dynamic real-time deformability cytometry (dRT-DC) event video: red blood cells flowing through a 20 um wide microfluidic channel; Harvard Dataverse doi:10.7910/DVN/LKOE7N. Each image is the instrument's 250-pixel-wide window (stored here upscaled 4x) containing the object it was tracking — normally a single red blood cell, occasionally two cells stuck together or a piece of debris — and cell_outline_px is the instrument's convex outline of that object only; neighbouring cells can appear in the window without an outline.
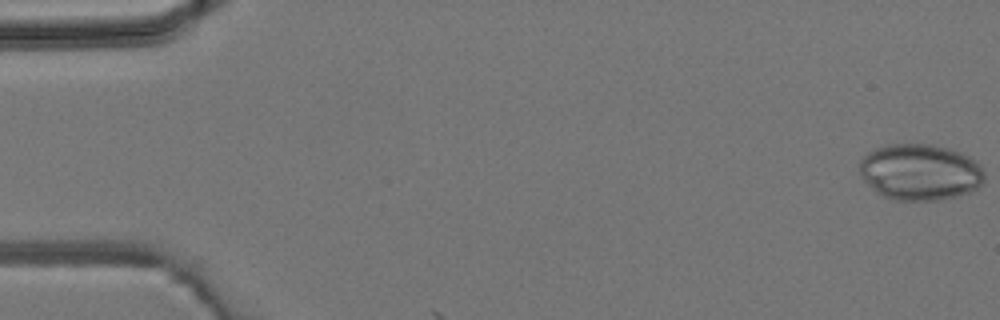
{"species": "common noctule bat (a hibernating species)", "species_latin": "Nyctalus noctula", "temperature_condition": "room temperature", "stored_images_in_passage": 2, "camera_frame_rate_fps": 3000, "um_per_image_px": 0.085, "animal": {"sex": "male", "body_mass_g": 19.2, "forearm_length_mm": 51.8}, "frame": {"image": 1, "passage_image": 1, "time_ms": 0.0, "image_size_px": [1000, 320], "cell_outline_px": [[984, 180], [976, 188], [968, 192], [956, 196], [940, 200], [896, 200], [884, 196], [876, 192], [860, 176], [860, 160], [868, 152], [884, 144], [932, 144], [948, 148], [960, 152], [968, 156], [980, 164], [984, 172]], "centroid_in_image_um": [78.19, 14.62], "position_along_channel_um": 6.8, "area_um2": 40.98}}